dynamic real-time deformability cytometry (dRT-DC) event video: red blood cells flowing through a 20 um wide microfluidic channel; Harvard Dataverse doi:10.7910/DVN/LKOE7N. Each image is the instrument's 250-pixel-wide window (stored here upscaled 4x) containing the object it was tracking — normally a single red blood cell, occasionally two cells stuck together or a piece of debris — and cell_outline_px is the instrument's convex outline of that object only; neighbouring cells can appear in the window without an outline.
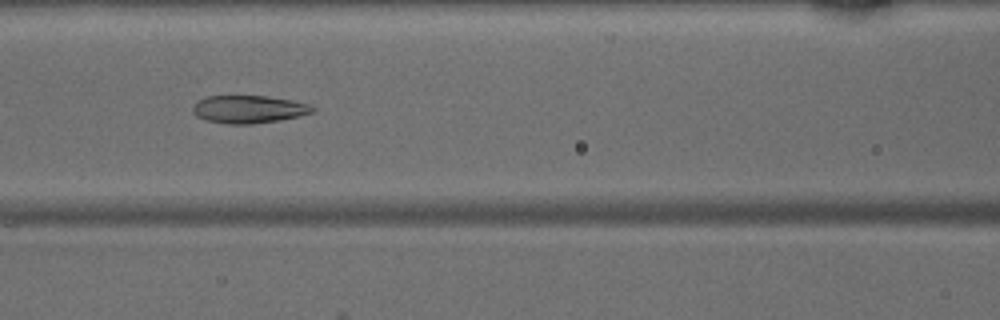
{"species": "common noctule bat (a hibernating species)", "species_latin": "Nyctalus noctula", "temperature_condition": "warm", "stored_images_in_passage": 48, "camera_frame_rate_fps": 3000, "um_per_image_px": 0.085, "animal": {"sex": "male", "body_mass_g": 15.6}, "frame": {"image": 1, "passage_image": 21, "time_ms": 6.667, "image_size_px": [1000, 320], "cell_outline_px": [[316, 112], [300, 116], [280, 120], [252, 124], [228, 124], [208, 120], [196, 116], [192, 112], [192, 104], [208, 96], [264, 96], [292, 100], [308, 104], [316, 108]], "centroid_in_image_um": [21.16, 9.29], "position_along_channel_um": 145.4, "area_um2": 19.42}}
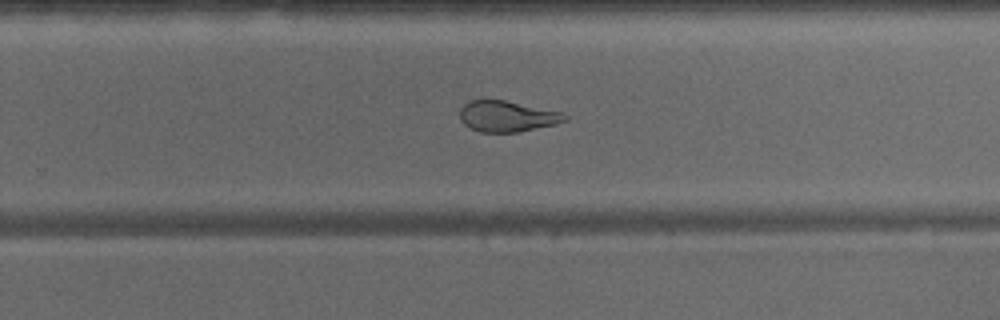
{"frame": {"image": 2, "passage_image": 31, "time_ms": 10.0, "image_size_px": [1000, 320], "cell_outline_px": [[568, 120], [556, 124], [520, 132], [480, 132], [464, 124], [460, 120], [460, 108], [468, 100], [504, 100], [560, 112], [568, 116]], "centroid_in_image_um": [43.09, 9.89], "position_along_channel_um": 286.7, "area_um2": 18.84}}
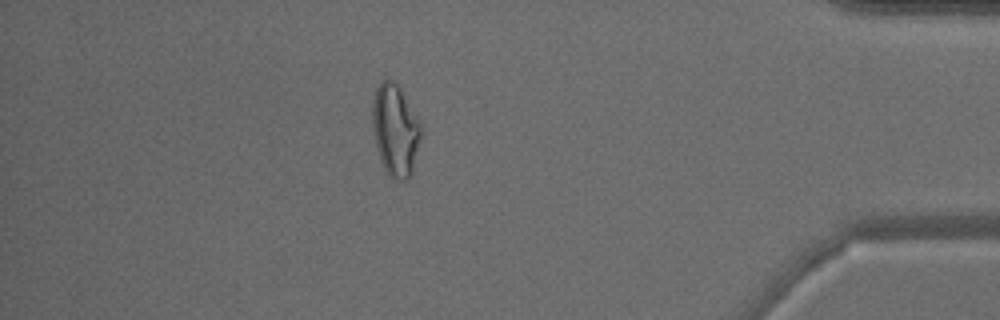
{"frame": {"image": 3, "passage_image": 42, "time_ms": 13.667, "image_size_px": [1000, 320], "cell_outline_px": [[420, 136], [412, 176], [404, 180], [396, 180], [388, 176], [380, 160], [376, 148], [372, 128], [372, 100], [376, 88], [380, 80], [388, 76], [396, 80], [420, 124]], "centroid_in_image_um": [33.56, 11.03], "position_along_channel_um": 401.6, "area_um2": 26.3}}